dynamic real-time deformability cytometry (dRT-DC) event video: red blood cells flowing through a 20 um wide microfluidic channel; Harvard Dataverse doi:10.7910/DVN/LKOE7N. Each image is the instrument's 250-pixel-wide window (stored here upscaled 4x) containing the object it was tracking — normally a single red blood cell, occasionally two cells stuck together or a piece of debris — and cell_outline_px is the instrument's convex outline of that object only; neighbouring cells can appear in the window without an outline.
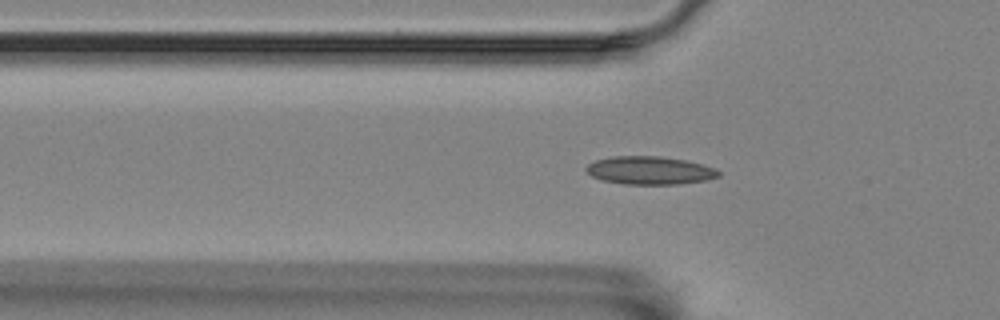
{"species": "Egyptian fruit bat (a non-hibernating species)", "species_latin": "Rousettus aegyptiacus", "temperature_condition": "room temperature", "stored_images_in_passage": 38, "camera_frame_rate_fps": 3000, "um_per_image_px": 0.085, "animal": {"sex": "female"}, "frame": {"image": 1, "passage_image": 4, "time_ms": 1.0, "image_size_px": [1000, 320], "cell_outline_px": [[720, 176], [708, 180], [680, 184], [624, 184], [604, 180], [592, 176], [584, 168], [588, 164], [596, 160], [612, 156], [660, 156], [684, 160], [700, 164], [712, 168], [720, 172]], "centroid_in_image_um": [55.22, 14.49], "position_along_channel_um": 70.6, "area_um2": 21.5}}
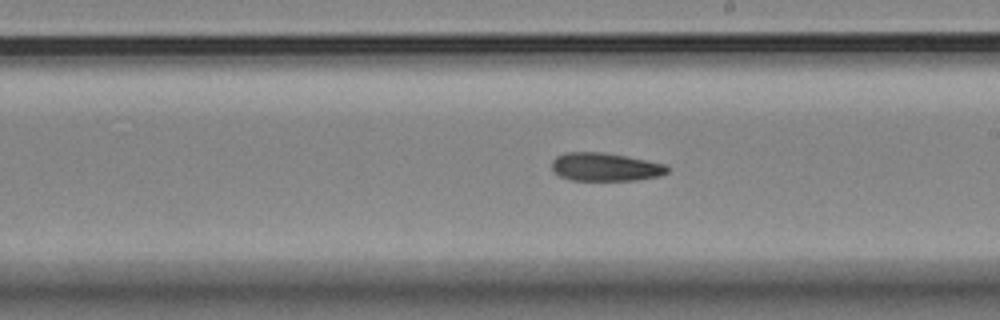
{"frame": {"image": 2, "passage_image": 18, "time_ms": 5.667, "image_size_px": [1000, 320], "cell_outline_px": [[668, 172], [660, 176], [636, 180], [572, 180], [560, 176], [552, 168], [552, 160], [556, 156], [564, 152], [600, 152], [624, 156], [668, 164]], "centroid_in_image_um": [51.46, 14.19], "position_along_channel_um": 237.5, "area_um2": 18.96}}
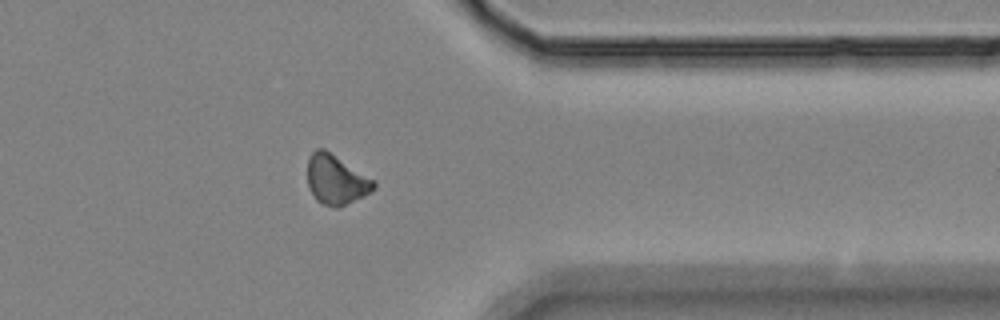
{"frame": {"image": 3, "passage_image": 31, "time_ms": 10.0, "image_size_px": [1000, 320], "cell_outline_px": [[376, 184], [364, 196], [336, 208], [324, 204], [316, 200], [308, 188], [308, 160], [312, 152], [316, 148], [324, 148], [372, 180]], "centroid_in_image_um": [28.5, 15.27], "position_along_channel_um": 382.9, "area_um2": 18.55}}